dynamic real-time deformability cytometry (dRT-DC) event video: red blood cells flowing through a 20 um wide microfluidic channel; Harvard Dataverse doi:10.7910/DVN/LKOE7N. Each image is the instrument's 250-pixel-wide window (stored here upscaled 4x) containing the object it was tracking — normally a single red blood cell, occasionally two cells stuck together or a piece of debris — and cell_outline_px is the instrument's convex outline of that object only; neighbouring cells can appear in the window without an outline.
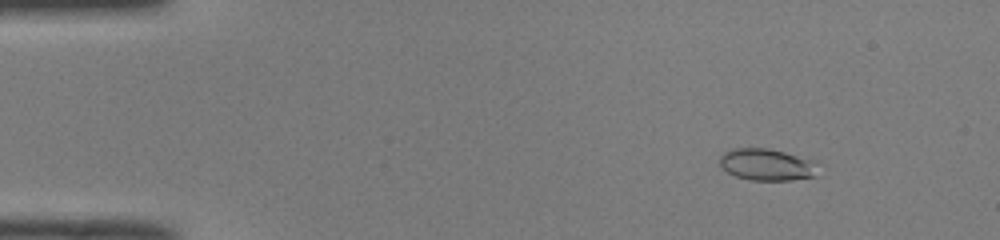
{"species": "common noctule bat (a hibernating species)", "species_latin": "Nyctalus noctula", "temperature_condition": "room temperature", "stored_images_in_passage": 52, "camera_frame_rate_fps": 3000, "um_per_image_px": 0.085, "animal": {"sex": "male", "body_mass_g": 19.0, "forearm_length_mm": 50.8}, "frame": {"image": 1, "passage_image": 7, "time_ms": 2.0, "image_size_px": [1000, 240], "cell_outline_px": [[816, 176], [792, 180], [752, 180], [736, 176], [728, 172], [720, 164], [720, 156], [724, 152], [732, 148], [768, 148], [784, 152], [812, 160]], "centroid_in_image_um": [65.12, 13.99], "position_along_channel_um": 19.9, "area_um2": 17.86}}
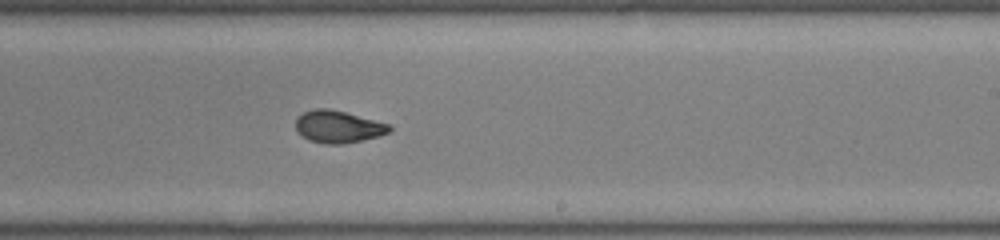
{"frame": {"image": 2, "passage_image": 32, "time_ms": 10.333, "image_size_px": [1000, 240], "cell_outline_px": [[392, 128], [388, 132], [380, 136], [344, 144], [324, 144], [308, 140], [296, 132], [296, 116], [312, 108], [328, 108], [392, 124]], "centroid_in_image_um": [28.72, 10.77], "position_along_channel_um": 260.3, "area_um2": 17.86}}
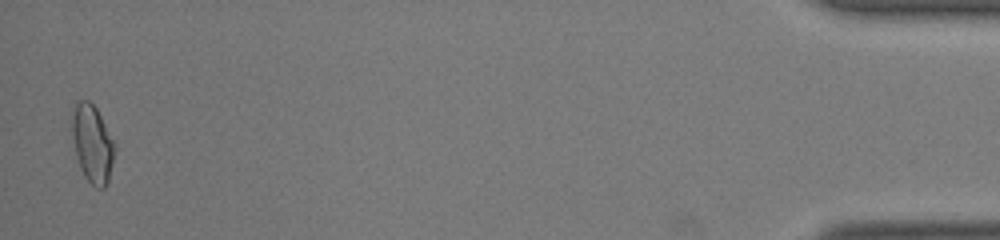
{"frame": {"image": 3, "passage_image": 51, "time_ms": 16.667, "image_size_px": [1000, 240], "cell_outline_px": [[116, 148], [108, 180], [104, 188], [96, 188], [84, 176], [80, 168], [72, 136], [68, 112], [76, 100], [88, 100], [96, 108], [116, 144]], "centroid_in_image_um": [7.81, 12.13], "position_along_channel_um": 427.4, "area_um2": 19.77}, "authors_computed_cell_mechanics": {"area_um2": 17.8313, "velocity_mm_per_s": 4.022, "shape_relaxation_time_tau1_ms": 8.0095, "shape_relaxation_time_tau2_ms": 1.6211, "deformation_change_tau1": 0.2165, "deformation_change_tau2": 0.0611}}